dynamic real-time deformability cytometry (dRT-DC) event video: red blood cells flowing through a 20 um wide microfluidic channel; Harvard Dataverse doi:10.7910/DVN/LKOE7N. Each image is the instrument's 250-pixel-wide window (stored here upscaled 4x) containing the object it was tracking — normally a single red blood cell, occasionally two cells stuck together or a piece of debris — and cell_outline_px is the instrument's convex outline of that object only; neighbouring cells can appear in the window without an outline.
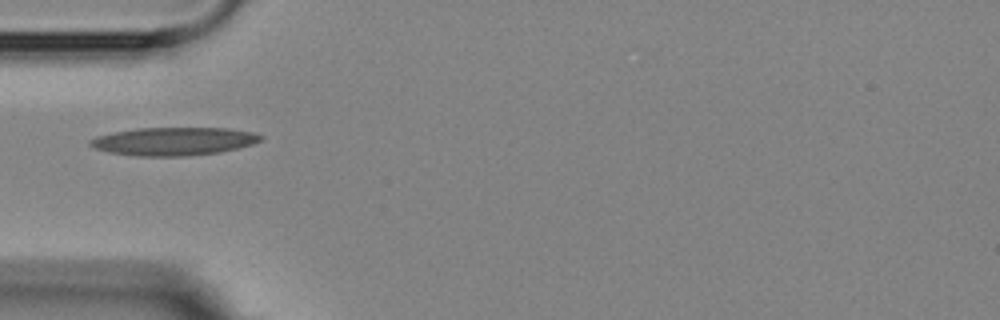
{"species": "Egyptian fruit bat (a non-hibernating species)", "species_latin": "Rousettus aegyptiacus", "temperature_condition": "room temperature", "stored_images_in_passage": 7, "camera_frame_rate_fps": 3000, "um_per_image_px": 0.085, "animal": {"sex": "female"}, "frame": {"image": 1, "passage_image": 1, "time_ms": 0.0, "image_size_px": [1000, 320], "cell_outline_px": [[264, 140], [240, 148], [220, 152], [188, 156], [136, 156], [108, 152], [96, 148], [88, 144], [88, 140], [96, 136], [112, 132], [136, 128], [228, 128], [252, 132], [264, 136]], "centroid_in_image_um": [14.78, 12.01], "position_along_channel_um": 70.2, "area_um2": 28.21}}
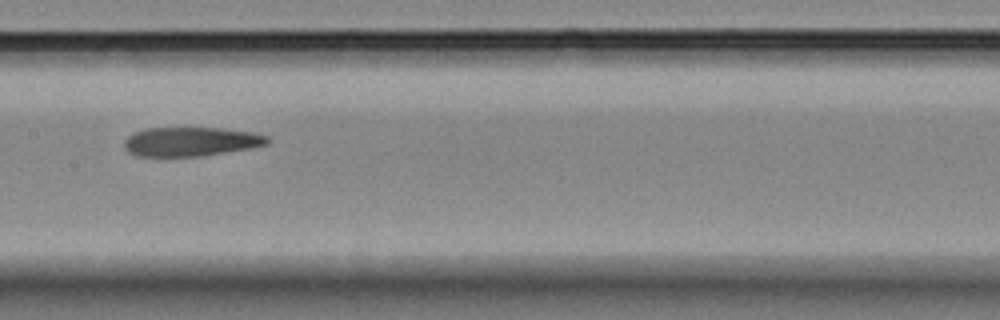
{"frame": {"image": 2, "passage_image": 4, "time_ms": 3.333, "image_size_px": [1000, 320], "cell_outline_px": [[268, 144], [248, 148], [200, 156], [136, 156], [128, 152], [124, 148], [124, 140], [132, 132], [144, 128], [220, 128], [248, 132], [268, 136]], "centroid_in_image_um": [16.13, 12.03], "position_along_channel_um": 191.3, "area_um2": 24.1}}
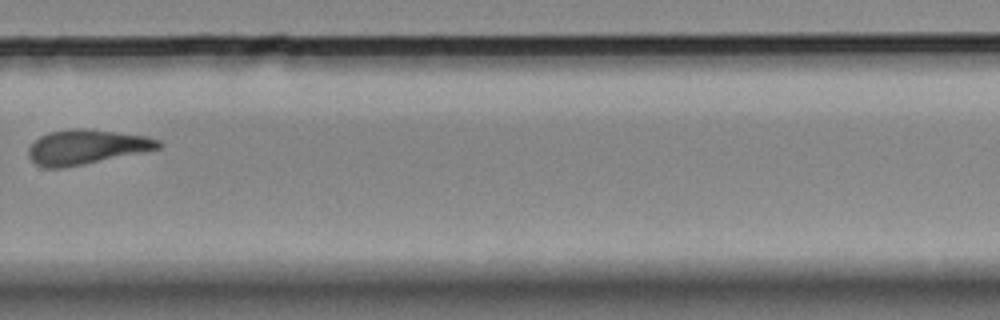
{"frame": {"image": 3, "passage_image": 7, "time_ms": 7.0, "image_size_px": [1000, 320], "cell_outline_px": [[160, 148], [84, 164], [64, 168], [44, 168], [36, 164], [28, 156], [28, 148], [40, 136], [48, 132], [72, 128], [80, 128], [148, 136], [160, 140]], "centroid_in_image_um": [7.3, 12.49], "position_along_channel_um": 322.5, "area_um2": 25.95}}